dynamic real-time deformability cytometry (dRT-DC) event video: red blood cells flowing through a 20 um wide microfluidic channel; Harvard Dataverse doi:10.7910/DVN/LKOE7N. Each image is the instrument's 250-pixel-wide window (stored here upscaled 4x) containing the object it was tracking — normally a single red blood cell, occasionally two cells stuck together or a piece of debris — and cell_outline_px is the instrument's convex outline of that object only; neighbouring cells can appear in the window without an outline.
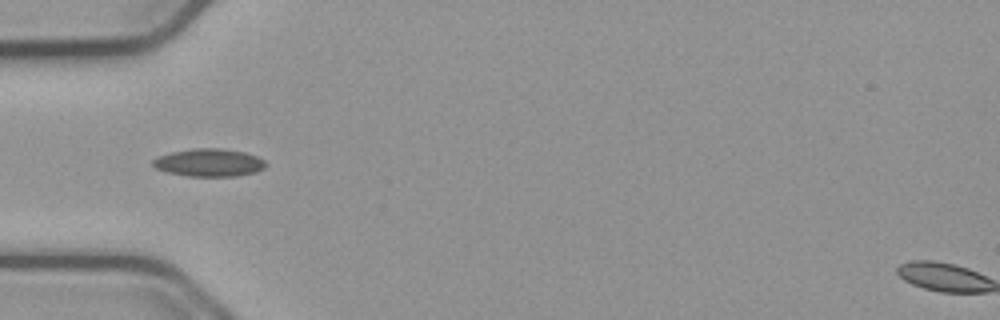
{"species": "common noctule bat (a hibernating species)", "species_latin": "Nyctalus noctula", "temperature_condition": "cold", "stored_images_in_passage": 4, "camera_frame_rate_fps": 3000, "um_per_image_px": 0.085, "animal": {"sex": "male", "body_mass_g": 23.1, "forearm_length_mm": 52.7}, "frame": {"image": 1, "passage_image": 1, "time_ms": 0.0, "image_size_px": [1000, 320], "cell_outline_px": [[268, 164], [264, 168], [256, 172], [236, 176], [188, 176], [168, 172], [156, 168], [152, 164], [152, 160], [160, 156], [172, 152], [192, 148], [220, 148], [244, 152], [256, 156], [264, 160]], "centroid_in_image_um": [17.8, 13.82], "position_along_channel_um": 67.2, "area_um2": 18.21}}